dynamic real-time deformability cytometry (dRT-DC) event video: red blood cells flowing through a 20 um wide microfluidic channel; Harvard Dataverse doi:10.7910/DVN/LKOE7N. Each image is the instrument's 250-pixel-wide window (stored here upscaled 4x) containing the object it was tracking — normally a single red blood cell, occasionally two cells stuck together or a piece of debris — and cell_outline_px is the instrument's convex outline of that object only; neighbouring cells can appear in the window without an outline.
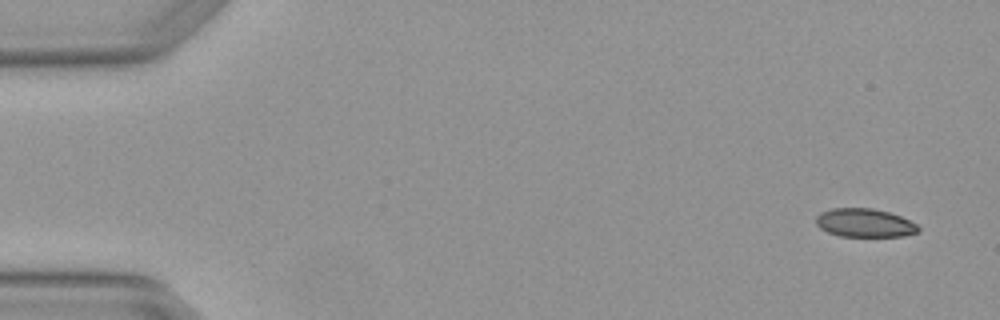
{"species": "Egyptian fruit bat (a non-hibernating species)", "species_latin": "Rousettus aegyptiacus", "temperature_condition": "warm", "stored_images_in_passage": 4, "camera_frame_rate_fps": 3000, "um_per_image_px": 0.085, "animal": {"sex": "female"}, "frame": {"image": 1, "passage_image": 1, "time_ms": 0.0, "image_size_px": [1000, 320], "cell_outline_px": [[920, 228], [916, 232], [904, 236], [840, 236], [828, 232], [820, 228], [816, 224], [816, 216], [820, 212], [832, 208], [872, 208], [888, 212], [900, 216], [916, 224]], "centroid_in_image_um": [73.46, 18.94], "position_along_channel_um": 11.5, "area_um2": 16.88}}
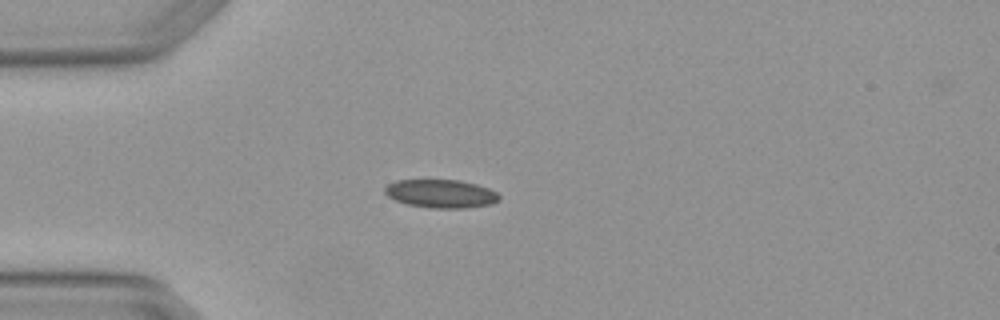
{"frame": {"image": 2, "passage_image": 4, "time_ms": 1.0, "image_size_px": [1000, 320], "cell_outline_px": [[500, 200], [492, 204], [464, 208], [432, 208], [408, 204], [396, 200], [388, 196], [384, 192], [384, 188], [388, 184], [396, 180], [460, 180], [476, 184], [488, 188], [496, 192], [500, 196]], "centroid_in_image_um": [37.49, 16.46], "position_along_channel_um": 47.5, "area_um2": 18.84}}